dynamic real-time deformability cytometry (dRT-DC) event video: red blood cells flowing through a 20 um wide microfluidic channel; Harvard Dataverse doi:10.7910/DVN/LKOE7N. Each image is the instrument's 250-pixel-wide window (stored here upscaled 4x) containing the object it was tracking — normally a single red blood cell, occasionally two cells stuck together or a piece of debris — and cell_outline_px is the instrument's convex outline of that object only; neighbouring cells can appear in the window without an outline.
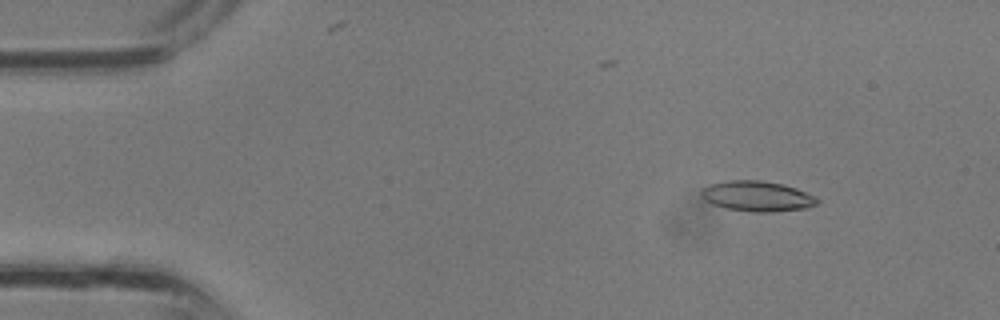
{"species": "common noctule bat (a hibernating species)", "species_latin": "Nyctalus noctula", "temperature_condition": "room temperature", "stored_images_in_passage": 36, "camera_frame_rate_fps": 3000, "um_per_image_px": 0.085, "animal": {"sex": "male", "body_mass_g": 13.3}, "frame": {"image": 1, "passage_image": 5, "time_ms": 1.333, "image_size_px": [1000, 320], "cell_outline_px": [[820, 200], [816, 204], [804, 208], [772, 212], [752, 212], [728, 208], [712, 204], [704, 200], [700, 192], [708, 184], [728, 180], [760, 180], [784, 184], [796, 188], [816, 196]], "centroid_in_image_um": [64.36, 16.67], "position_along_channel_um": 20.6, "area_um2": 20.52}}
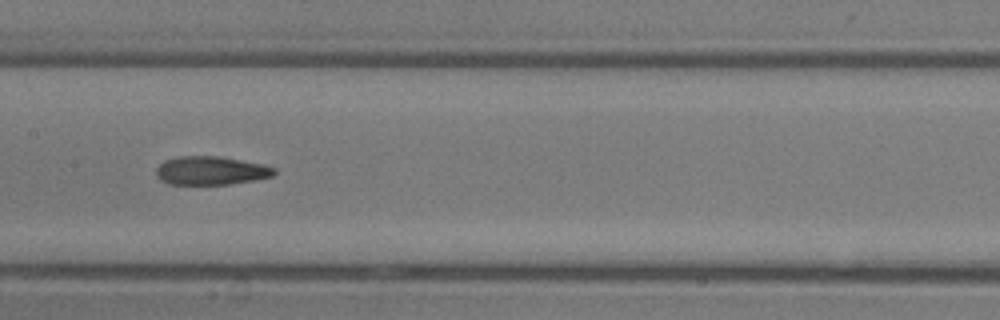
{"frame": {"image": 2, "passage_image": 18, "time_ms": 5.667, "image_size_px": [1000, 320], "cell_outline_px": [[276, 172], [272, 176], [252, 180], [228, 184], [168, 184], [160, 180], [156, 176], [156, 168], [164, 160], [180, 156], [220, 156], [264, 164], [276, 168]], "centroid_in_image_um": [17.91, 14.49], "position_along_channel_um": 189.5, "area_um2": 19.65}}
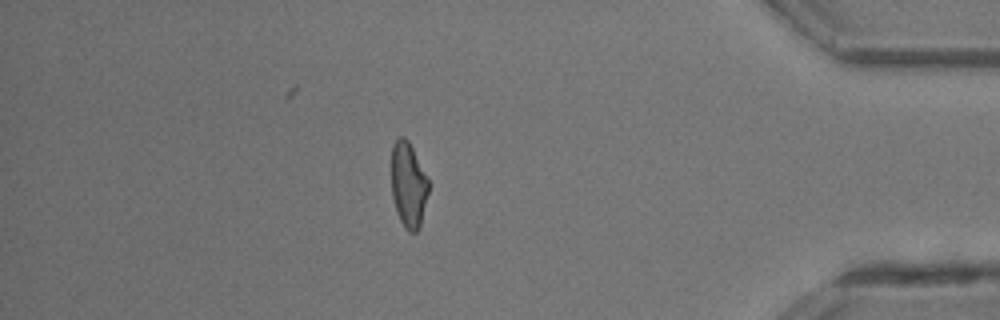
{"frame": {"image": 3, "passage_image": 31, "time_ms": 10.0, "image_size_px": [1000, 320], "cell_outline_px": [[428, 192], [420, 228], [416, 232], [408, 232], [404, 228], [396, 212], [392, 196], [392, 144], [400, 136], [404, 136], [408, 140], [428, 180]], "centroid_in_image_um": [34.7, 15.75], "position_along_channel_um": 400.5, "area_um2": 18.32}}